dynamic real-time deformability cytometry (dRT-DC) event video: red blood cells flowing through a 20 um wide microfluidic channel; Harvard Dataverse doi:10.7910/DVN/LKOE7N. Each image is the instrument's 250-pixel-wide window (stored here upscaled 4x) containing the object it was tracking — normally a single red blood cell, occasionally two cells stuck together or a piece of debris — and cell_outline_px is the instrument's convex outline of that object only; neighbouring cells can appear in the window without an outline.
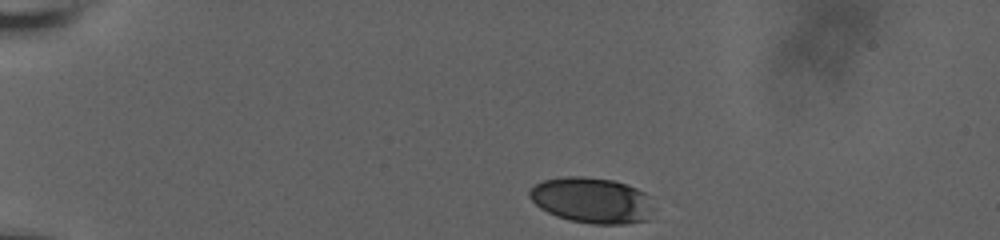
{"species": "human", "species_latin": "Homo sapiens", "temperature_condition": "room temperature", "stored_images_in_passage": 27, "camera_frame_rate_fps": 3000, "um_per_image_px": 0.085, "donor": {"sex": "male"}, "frame": {"image": 1, "passage_image": 1, "time_ms": 0.0, "image_size_px": [1000, 240], "cell_outline_px": [[656, 208], [648, 220], [624, 224], [592, 224], [568, 220], [556, 216], [540, 208], [528, 196], [528, 192], [536, 184], [544, 180], [564, 176], [584, 176], [612, 180], [628, 184], [652, 196]], "centroid_in_image_um": [50.38, 17.03], "position_along_channel_um": 34.6, "area_um2": 33.7}}
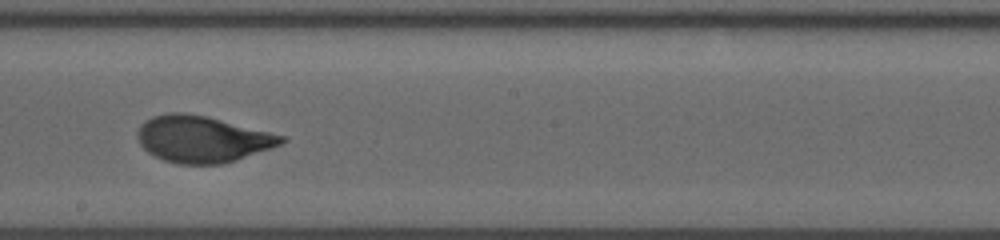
{"frame": {"image": 2, "passage_image": 16, "time_ms": 7.333, "image_size_px": [1000, 240], "cell_outline_px": [[288, 140], [280, 144], [236, 160], [220, 164], [176, 164], [164, 160], [148, 152], [140, 144], [136, 136], [136, 132], [140, 124], [144, 120], [152, 116], [168, 112], [184, 112], [208, 116], [284, 136]], "centroid_in_image_um": [17.13, 11.81], "position_along_channel_um": 231.1, "area_um2": 38.96}}
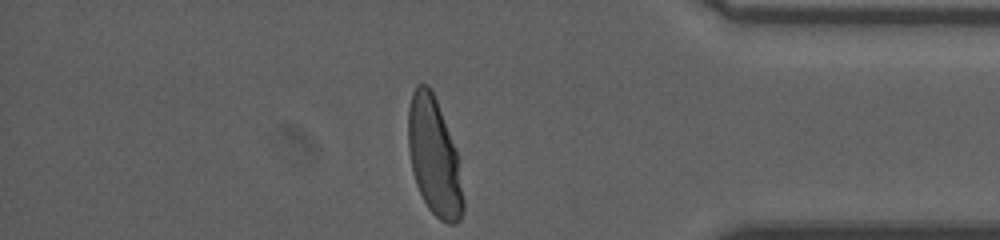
{"frame": {"image": 3, "passage_image": 27, "time_ms": 12.333, "image_size_px": [1000, 240], "cell_outline_px": [[464, 212], [460, 220], [456, 224], [448, 224], [440, 220], [428, 208], [416, 184], [412, 172], [408, 148], [408, 108], [412, 92], [416, 84], [428, 84], [436, 100], [456, 152], [464, 200]], "centroid_in_image_um": [36.88, 13.36], "position_along_channel_um": 398.3, "area_um2": 37.34}, "authors_computed_cell_mechanics": {"area_um2": 38.6104, "velocity_mm_per_s": 3.7698, "shape_relaxation_time_tau1_ms": 3.7644, "shape_relaxation_time_tau2_ms": null, "deformation_change_tau1": 0.1675, "deformation_change_tau2": null}}